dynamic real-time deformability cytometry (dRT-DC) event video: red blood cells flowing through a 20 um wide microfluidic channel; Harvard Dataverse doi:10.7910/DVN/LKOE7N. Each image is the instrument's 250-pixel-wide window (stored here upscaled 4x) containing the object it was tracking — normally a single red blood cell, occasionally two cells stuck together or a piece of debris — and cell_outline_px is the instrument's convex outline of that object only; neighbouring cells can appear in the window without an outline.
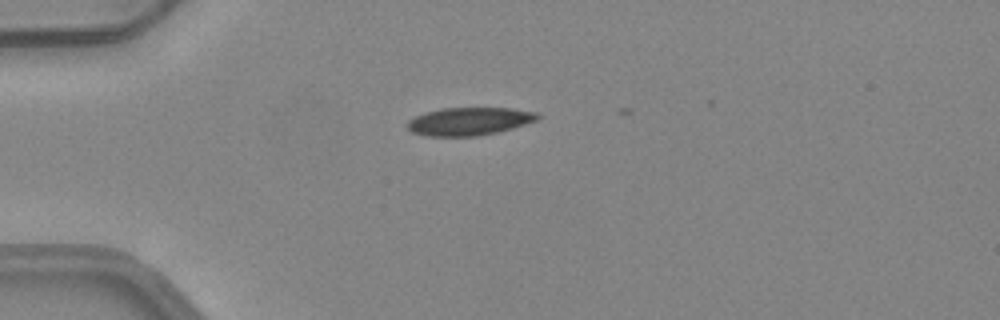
{"species": "common noctule bat (a hibernating species)", "species_latin": "Nyctalus noctula", "temperature_condition": "warm", "stored_images_in_passage": 6, "camera_frame_rate_fps": 3000, "um_per_image_px": 0.085, "animal": {"sex": "female", "body_mass_g": 24.6, "forearm_length_mm": 56.2}, "frame": {"image": 1, "passage_image": 1, "time_ms": 0.0, "image_size_px": [1000, 320], "cell_outline_px": [[544, 116], [540, 120], [512, 128], [496, 132], [476, 136], [428, 136], [412, 132], [408, 128], [408, 120], [424, 112], [440, 108], [512, 108], [536, 112]], "centroid_in_image_um": [39.94, 10.3], "position_along_channel_um": 45.1, "area_um2": 21.33}}